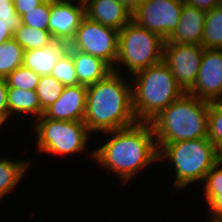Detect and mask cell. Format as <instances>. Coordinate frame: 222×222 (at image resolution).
I'll return each instance as SVG.
<instances>
[{"label":"cell","instance_id":"cell-1","mask_svg":"<svg viewBox=\"0 0 222 222\" xmlns=\"http://www.w3.org/2000/svg\"><path fill=\"white\" fill-rule=\"evenodd\" d=\"M107 142L89 152L94 162L113 172L126 183L148 165L159 161V151L151 123L137 122L123 129L104 133Z\"/></svg>","mask_w":222,"mask_h":222},{"label":"cell","instance_id":"cell-2","mask_svg":"<svg viewBox=\"0 0 222 222\" xmlns=\"http://www.w3.org/2000/svg\"><path fill=\"white\" fill-rule=\"evenodd\" d=\"M110 72L87 87L84 123L90 133L130 127L138 122L133 110L132 82Z\"/></svg>","mask_w":222,"mask_h":222},{"label":"cell","instance_id":"cell-3","mask_svg":"<svg viewBox=\"0 0 222 222\" xmlns=\"http://www.w3.org/2000/svg\"><path fill=\"white\" fill-rule=\"evenodd\" d=\"M209 102L183 93L150 123L157 145L208 137Z\"/></svg>","mask_w":222,"mask_h":222},{"label":"cell","instance_id":"cell-4","mask_svg":"<svg viewBox=\"0 0 222 222\" xmlns=\"http://www.w3.org/2000/svg\"><path fill=\"white\" fill-rule=\"evenodd\" d=\"M130 78H133V110L138 122L150 123L184 93L163 60Z\"/></svg>","mask_w":222,"mask_h":222},{"label":"cell","instance_id":"cell-5","mask_svg":"<svg viewBox=\"0 0 222 222\" xmlns=\"http://www.w3.org/2000/svg\"><path fill=\"white\" fill-rule=\"evenodd\" d=\"M157 147L159 161L167 159L174 166L175 190L187 189L186 187L193 182L202 183L205 175L221 159L208 138L177 141Z\"/></svg>","mask_w":222,"mask_h":222},{"label":"cell","instance_id":"cell-6","mask_svg":"<svg viewBox=\"0 0 222 222\" xmlns=\"http://www.w3.org/2000/svg\"><path fill=\"white\" fill-rule=\"evenodd\" d=\"M164 44L165 39L160 35L131 20L119 31L117 61L112 70L121 73L120 67L127 68L126 74L132 77L163 60Z\"/></svg>","mask_w":222,"mask_h":222},{"label":"cell","instance_id":"cell-7","mask_svg":"<svg viewBox=\"0 0 222 222\" xmlns=\"http://www.w3.org/2000/svg\"><path fill=\"white\" fill-rule=\"evenodd\" d=\"M32 125L37 151L47 154L72 155L87 149L90 134L84 121H60L43 115Z\"/></svg>","mask_w":222,"mask_h":222},{"label":"cell","instance_id":"cell-8","mask_svg":"<svg viewBox=\"0 0 222 222\" xmlns=\"http://www.w3.org/2000/svg\"><path fill=\"white\" fill-rule=\"evenodd\" d=\"M119 31L85 16L70 41V47L105 61L112 69L118 55Z\"/></svg>","mask_w":222,"mask_h":222},{"label":"cell","instance_id":"cell-9","mask_svg":"<svg viewBox=\"0 0 222 222\" xmlns=\"http://www.w3.org/2000/svg\"><path fill=\"white\" fill-rule=\"evenodd\" d=\"M183 4L184 0H140L132 20L167 40L178 25Z\"/></svg>","mask_w":222,"mask_h":222},{"label":"cell","instance_id":"cell-10","mask_svg":"<svg viewBox=\"0 0 222 222\" xmlns=\"http://www.w3.org/2000/svg\"><path fill=\"white\" fill-rule=\"evenodd\" d=\"M204 50L202 45L197 44H164L163 61L185 93H188L196 82Z\"/></svg>","mask_w":222,"mask_h":222},{"label":"cell","instance_id":"cell-11","mask_svg":"<svg viewBox=\"0 0 222 222\" xmlns=\"http://www.w3.org/2000/svg\"><path fill=\"white\" fill-rule=\"evenodd\" d=\"M207 102L222 101V49H205L196 82L188 92Z\"/></svg>","mask_w":222,"mask_h":222},{"label":"cell","instance_id":"cell-12","mask_svg":"<svg viewBox=\"0 0 222 222\" xmlns=\"http://www.w3.org/2000/svg\"><path fill=\"white\" fill-rule=\"evenodd\" d=\"M85 16V4L83 0H76V2L51 1L48 31L52 35V38L67 39L70 42L74 38L76 30Z\"/></svg>","mask_w":222,"mask_h":222},{"label":"cell","instance_id":"cell-13","mask_svg":"<svg viewBox=\"0 0 222 222\" xmlns=\"http://www.w3.org/2000/svg\"><path fill=\"white\" fill-rule=\"evenodd\" d=\"M87 87L65 86L59 99L44 110L45 118L60 121H83L86 112Z\"/></svg>","mask_w":222,"mask_h":222},{"label":"cell","instance_id":"cell-14","mask_svg":"<svg viewBox=\"0 0 222 222\" xmlns=\"http://www.w3.org/2000/svg\"><path fill=\"white\" fill-rule=\"evenodd\" d=\"M67 39L53 38L44 48L24 51L23 66L33 70L39 76L51 75L58 59L69 52Z\"/></svg>","mask_w":222,"mask_h":222},{"label":"cell","instance_id":"cell-15","mask_svg":"<svg viewBox=\"0 0 222 222\" xmlns=\"http://www.w3.org/2000/svg\"><path fill=\"white\" fill-rule=\"evenodd\" d=\"M205 17L206 11L184 2L178 25L165 42L202 45Z\"/></svg>","mask_w":222,"mask_h":222},{"label":"cell","instance_id":"cell-16","mask_svg":"<svg viewBox=\"0 0 222 222\" xmlns=\"http://www.w3.org/2000/svg\"><path fill=\"white\" fill-rule=\"evenodd\" d=\"M85 15L92 21L120 31L132 20V13L116 0H83Z\"/></svg>","mask_w":222,"mask_h":222},{"label":"cell","instance_id":"cell-17","mask_svg":"<svg viewBox=\"0 0 222 222\" xmlns=\"http://www.w3.org/2000/svg\"><path fill=\"white\" fill-rule=\"evenodd\" d=\"M74 61V67L77 74L78 82L83 86H90L99 80L104 79L112 68L102 59L94 57L88 53L69 48Z\"/></svg>","mask_w":222,"mask_h":222},{"label":"cell","instance_id":"cell-18","mask_svg":"<svg viewBox=\"0 0 222 222\" xmlns=\"http://www.w3.org/2000/svg\"><path fill=\"white\" fill-rule=\"evenodd\" d=\"M7 107H8V120L9 117L15 114L23 115L28 114L34 117L35 122L40 118L44 110L41 108L36 91L22 90L18 88H8L7 91Z\"/></svg>","mask_w":222,"mask_h":222},{"label":"cell","instance_id":"cell-19","mask_svg":"<svg viewBox=\"0 0 222 222\" xmlns=\"http://www.w3.org/2000/svg\"><path fill=\"white\" fill-rule=\"evenodd\" d=\"M30 165V160L2 159L0 156V200L17 187Z\"/></svg>","mask_w":222,"mask_h":222},{"label":"cell","instance_id":"cell-20","mask_svg":"<svg viewBox=\"0 0 222 222\" xmlns=\"http://www.w3.org/2000/svg\"><path fill=\"white\" fill-rule=\"evenodd\" d=\"M202 46L222 49V3L206 12Z\"/></svg>","mask_w":222,"mask_h":222},{"label":"cell","instance_id":"cell-21","mask_svg":"<svg viewBox=\"0 0 222 222\" xmlns=\"http://www.w3.org/2000/svg\"><path fill=\"white\" fill-rule=\"evenodd\" d=\"M24 49L12 38L0 45V79L23 66Z\"/></svg>","mask_w":222,"mask_h":222},{"label":"cell","instance_id":"cell-22","mask_svg":"<svg viewBox=\"0 0 222 222\" xmlns=\"http://www.w3.org/2000/svg\"><path fill=\"white\" fill-rule=\"evenodd\" d=\"M13 38L26 50L44 48L53 39L48 30L34 29L20 24L13 33Z\"/></svg>","mask_w":222,"mask_h":222},{"label":"cell","instance_id":"cell-23","mask_svg":"<svg viewBox=\"0 0 222 222\" xmlns=\"http://www.w3.org/2000/svg\"><path fill=\"white\" fill-rule=\"evenodd\" d=\"M65 86L56 80L52 75L40 76L36 86V94L41 108L45 110L56 102L62 94Z\"/></svg>","mask_w":222,"mask_h":222},{"label":"cell","instance_id":"cell-24","mask_svg":"<svg viewBox=\"0 0 222 222\" xmlns=\"http://www.w3.org/2000/svg\"><path fill=\"white\" fill-rule=\"evenodd\" d=\"M222 156V101L209 102L208 137Z\"/></svg>","mask_w":222,"mask_h":222},{"label":"cell","instance_id":"cell-25","mask_svg":"<svg viewBox=\"0 0 222 222\" xmlns=\"http://www.w3.org/2000/svg\"><path fill=\"white\" fill-rule=\"evenodd\" d=\"M39 78L40 76L33 70L21 66L11 72L5 79L8 88L35 91Z\"/></svg>","mask_w":222,"mask_h":222},{"label":"cell","instance_id":"cell-26","mask_svg":"<svg viewBox=\"0 0 222 222\" xmlns=\"http://www.w3.org/2000/svg\"><path fill=\"white\" fill-rule=\"evenodd\" d=\"M51 75L64 86L79 85L74 67V61L70 52L58 59L51 72Z\"/></svg>","mask_w":222,"mask_h":222},{"label":"cell","instance_id":"cell-27","mask_svg":"<svg viewBox=\"0 0 222 222\" xmlns=\"http://www.w3.org/2000/svg\"><path fill=\"white\" fill-rule=\"evenodd\" d=\"M51 1L45 0L35 9H31L20 17L21 24L34 29L48 30L50 19Z\"/></svg>","mask_w":222,"mask_h":222},{"label":"cell","instance_id":"cell-28","mask_svg":"<svg viewBox=\"0 0 222 222\" xmlns=\"http://www.w3.org/2000/svg\"><path fill=\"white\" fill-rule=\"evenodd\" d=\"M204 186V199L208 203L216 194L222 192V159H220L212 169L205 175L202 182Z\"/></svg>","mask_w":222,"mask_h":222},{"label":"cell","instance_id":"cell-29","mask_svg":"<svg viewBox=\"0 0 222 222\" xmlns=\"http://www.w3.org/2000/svg\"><path fill=\"white\" fill-rule=\"evenodd\" d=\"M20 19H0V45L13 38V33L20 26Z\"/></svg>","mask_w":222,"mask_h":222},{"label":"cell","instance_id":"cell-30","mask_svg":"<svg viewBox=\"0 0 222 222\" xmlns=\"http://www.w3.org/2000/svg\"><path fill=\"white\" fill-rule=\"evenodd\" d=\"M208 214L209 222H222V192L216 194L209 202H208Z\"/></svg>","mask_w":222,"mask_h":222},{"label":"cell","instance_id":"cell-31","mask_svg":"<svg viewBox=\"0 0 222 222\" xmlns=\"http://www.w3.org/2000/svg\"><path fill=\"white\" fill-rule=\"evenodd\" d=\"M45 0H14L15 11L21 17L26 14L31 9H35L37 6L41 5Z\"/></svg>","mask_w":222,"mask_h":222},{"label":"cell","instance_id":"cell-32","mask_svg":"<svg viewBox=\"0 0 222 222\" xmlns=\"http://www.w3.org/2000/svg\"><path fill=\"white\" fill-rule=\"evenodd\" d=\"M1 18L20 19V16L15 11L13 2L9 0H0V19Z\"/></svg>","mask_w":222,"mask_h":222},{"label":"cell","instance_id":"cell-33","mask_svg":"<svg viewBox=\"0 0 222 222\" xmlns=\"http://www.w3.org/2000/svg\"><path fill=\"white\" fill-rule=\"evenodd\" d=\"M184 2L190 6L207 12L221 4L222 0H184Z\"/></svg>","mask_w":222,"mask_h":222},{"label":"cell","instance_id":"cell-34","mask_svg":"<svg viewBox=\"0 0 222 222\" xmlns=\"http://www.w3.org/2000/svg\"><path fill=\"white\" fill-rule=\"evenodd\" d=\"M7 91L8 85L6 79H0V114L6 120H8Z\"/></svg>","mask_w":222,"mask_h":222},{"label":"cell","instance_id":"cell-35","mask_svg":"<svg viewBox=\"0 0 222 222\" xmlns=\"http://www.w3.org/2000/svg\"><path fill=\"white\" fill-rule=\"evenodd\" d=\"M118 3L127 8L131 13L135 11L140 0H116Z\"/></svg>","mask_w":222,"mask_h":222},{"label":"cell","instance_id":"cell-36","mask_svg":"<svg viewBox=\"0 0 222 222\" xmlns=\"http://www.w3.org/2000/svg\"><path fill=\"white\" fill-rule=\"evenodd\" d=\"M5 121L7 120L0 114V126H2Z\"/></svg>","mask_w":222,"mask_h":222},{"label":"cell","instance_id":"cell-37","mask_svg":"<svg viewBox=\"0 0 222 222\" xmlns=\"http://www.w3.org/2000/svg\"><path fill=\"white\" fill-rule=\"evenodd\" d=\"M49 1H52V2H62V1H73V0H49Z\"/></svg>","mask_w":222,"mask_h":222}]
</instances>
